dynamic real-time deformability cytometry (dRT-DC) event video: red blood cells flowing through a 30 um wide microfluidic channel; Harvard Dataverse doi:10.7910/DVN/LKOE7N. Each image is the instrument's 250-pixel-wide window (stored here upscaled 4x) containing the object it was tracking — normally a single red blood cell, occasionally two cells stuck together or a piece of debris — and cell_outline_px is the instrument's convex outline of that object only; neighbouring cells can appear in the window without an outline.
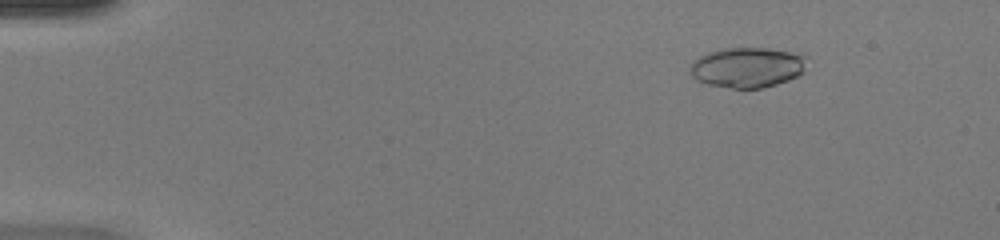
{"species": "common noctule bat (a hibernating species)", "species_latin": "Nyctalus noctula", "temperature_condition": "warm", "stored_images_in_passage": 49, "camera_frame_rate_fps": 3000, "um_per_image_px": 0.085, "animal": {"sex": "female", "body_mass_g": 20.0, "forearm_length_mm": 54.0}, "frame": {"image": 1, "passage_image": 7, "time_ms": 2.0, "image_size_px": [1000, 240], "cell_outline_px": [[808, 56], [804, 72], [788, 80], [764, 88], [732, 88], [708, 84], [696, 80], [688, 72], [688, 68], [692, 60], [708, 52], [720, 48], [768, 48]], "centroid_in_image_um": [63.48, 5.72], "position_along_channel_um": 21.5, "area_um2": 27.63}}